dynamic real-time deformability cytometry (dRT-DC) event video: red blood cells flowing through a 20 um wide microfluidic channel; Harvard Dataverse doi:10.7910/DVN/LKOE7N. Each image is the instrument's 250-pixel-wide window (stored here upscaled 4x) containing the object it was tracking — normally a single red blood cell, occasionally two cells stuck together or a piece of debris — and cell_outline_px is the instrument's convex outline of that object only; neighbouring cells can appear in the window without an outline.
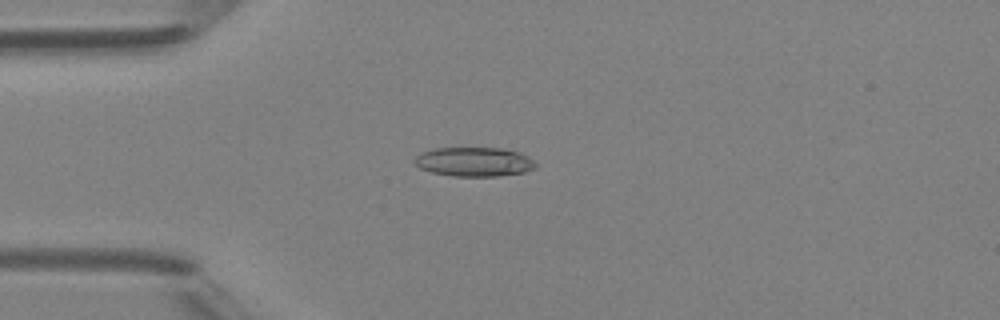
{"species": "Egyptian fruit bat (a non-hibernating species)", "species_latin": "Rousettus aegyptiacus", "temperature_condition": "room temperature", "stored_images_in_passage": 3, "camera_frame_rate_fps": 3000, "um_per_image_px": 0.085, "animal": {"sex": "female"}, "frame": {"image": 1, "passage_image": 3, "time_ms": 3.333, "image_size_px": [1000, 320], "cell_outline_px": [[536, 168], [524, 172], [500, 176], [452, 176], [432, 172], [420, 168], [416, 164], [416, 156], [420, 152], [436, 148], [504, 148], [520, 152], [528, 156], [536, 164]], "centroid_in_image_um": [40.33, 13.75], "position_along_channel_um": 44.7, "area_um2": 20.63}}